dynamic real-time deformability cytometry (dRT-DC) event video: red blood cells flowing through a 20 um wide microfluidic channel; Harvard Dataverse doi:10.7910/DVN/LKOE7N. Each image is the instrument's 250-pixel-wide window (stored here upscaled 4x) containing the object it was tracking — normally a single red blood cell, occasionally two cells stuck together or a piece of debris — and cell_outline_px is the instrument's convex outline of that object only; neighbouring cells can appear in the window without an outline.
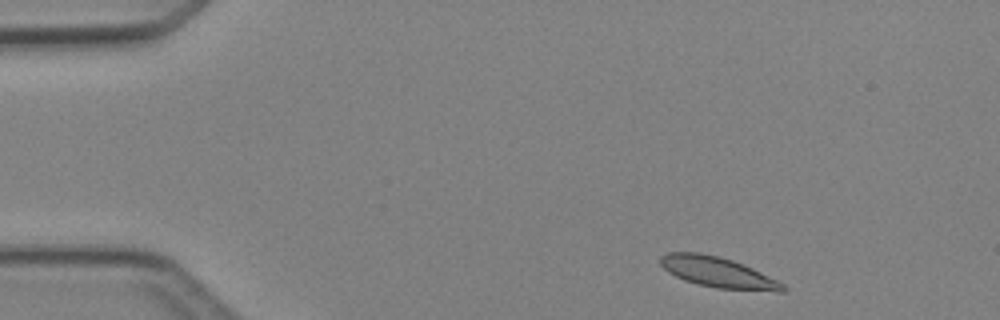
{"species": "Egyptian fruit bat (a non-hibernating species)", "species_latin": "Rousettus aegyptiacus", "temperature_condition": "cold", "stored_images_in_passage": 3, "camera_frame_rate_fps": 3000, "um_per_image_px": 0.085, "animal": {"sex": "female"}, "frame": {"image": 1, "passage_image": 1, "time_ms": 0.0, "image_size_px": [1000, 320], "cell_outline_px": [[788, 288], [784, 292], [776, 292], [716, 288], [684, 280], [668, 272], [660, 264], [660, 256], [668, 252], [700, 252], [720, 256], [744, 264], [784, 284]], "centroid_in_image_um": [61.04, 23.14], "position_along_channel_um": 24.0, "area_um2": 21.85}}